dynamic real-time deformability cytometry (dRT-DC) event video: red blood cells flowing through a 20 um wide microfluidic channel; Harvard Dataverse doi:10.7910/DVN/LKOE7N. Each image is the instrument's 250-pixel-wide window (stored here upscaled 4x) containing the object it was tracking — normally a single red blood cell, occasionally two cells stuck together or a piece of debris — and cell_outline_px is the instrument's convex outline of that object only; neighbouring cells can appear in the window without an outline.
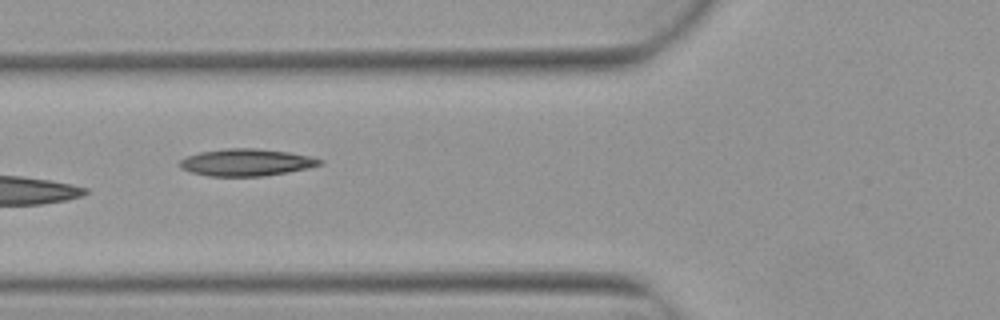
{"species": "Egyptian fruit bat (a non-hibernating species)", "species_latin": "Rousettus aegyptiacus", "temperature_condition": "warm", "stored_images_in_passage": 5, "camera_frame_rate_fps": 3000, "um_per_image_px": 0.085, "animal": {"sex": "female"}, "frame": {"image": 1, "passage_image": 5, "time_ms": 1.333, "image_size_px": [1000, 320], "cell_outline_px": [[324, 164], [308, 168], [288, 172], [264, 176], [208, 176], [192, 172], [180, 168], [180, 160], [188, 156], [200, 152], [224, 148], [256, 148], [288, 152], [312, 156], [324, 160]], "centroid_in_image_um": [20.99, 13.8], "position_along_channel_um": 104.8, "area_um2": 22.2}}